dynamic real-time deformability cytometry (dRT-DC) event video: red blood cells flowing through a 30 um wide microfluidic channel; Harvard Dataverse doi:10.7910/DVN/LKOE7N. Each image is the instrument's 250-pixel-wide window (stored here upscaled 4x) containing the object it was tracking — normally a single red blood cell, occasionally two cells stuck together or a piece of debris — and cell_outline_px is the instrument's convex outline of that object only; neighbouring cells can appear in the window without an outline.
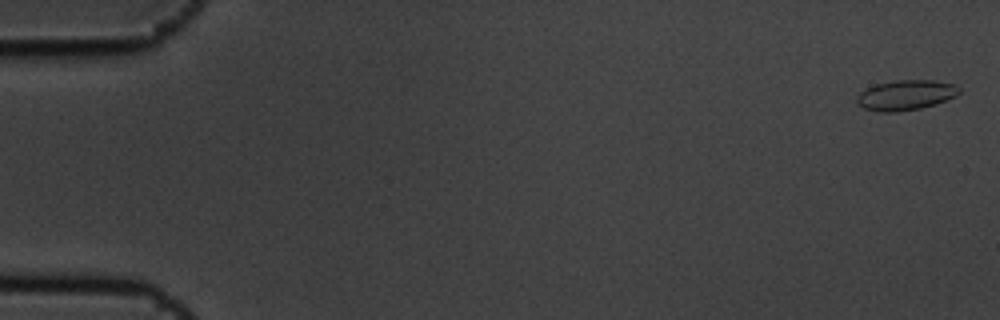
{"species": "common noctule bat (a hibernating species)", "species_latin": "Nyctalus noctula", "temperature_condition": "cold", "stored_images_in_passage": 6, "camera_frame_rate_fps": 3000, "um_per_image_px": 0.085, "animal": {"sex": "male", "body_mass_g": 19.5, "forearm_length_mm": 54.6}, "frame": {"image": 1, "passage_image": 1, "time_ms": 0.0, "image_size_px": [1000, 320], "cell_outline_px": [[960, 92], [956, 96], [936, 104], [920, 108], [896, 112], [876, 112], [864, 108], [856, 100], [856, 96], [860, 92], [876, 84], [896, 80], [932, 80], [956, 84], [960, 88]], "centroid_in_image_um": [77.0, 8.08], "position_along_channel_um": 8.0, "area_um2": 17.98}}